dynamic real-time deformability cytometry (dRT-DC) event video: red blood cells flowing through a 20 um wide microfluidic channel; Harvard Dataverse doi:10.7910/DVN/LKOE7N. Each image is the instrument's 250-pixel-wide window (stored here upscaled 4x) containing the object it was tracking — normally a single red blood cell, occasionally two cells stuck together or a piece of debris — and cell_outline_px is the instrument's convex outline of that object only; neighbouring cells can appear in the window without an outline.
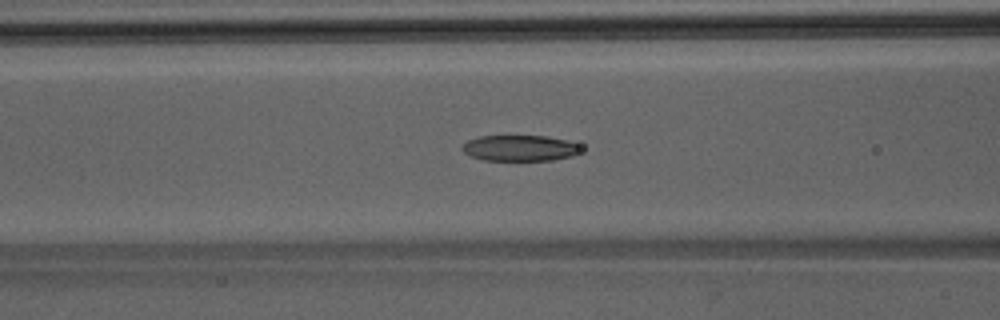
{"species": "Egyptian fruit bat (a non-hibernating species)", "species_latin": "Rousettus aegyptiacus", "temperature_condition": "room temperature", "stored_images_in_passage": 49, "camera_frame_rate_fps": 3000, "um_per_image_px": 0.085, "animal": {"sex": "male"}, "frame": {"image": 1, "passage_image": 20, "time_ms": 6.333, "image_size_px": [1000, 320], "cell_outline_px": [[584, 148], [580, 152], [572, 156], [552, 160], [484, 160], [472, 156], [464, 152], [460, 148], [468, 140], [480, 136], [548, 136], [580, 144]], "centroid_in_image_um": [44.23, 12.58], "position_along_channel_um": 122.4, "area_um2": 17.92}}
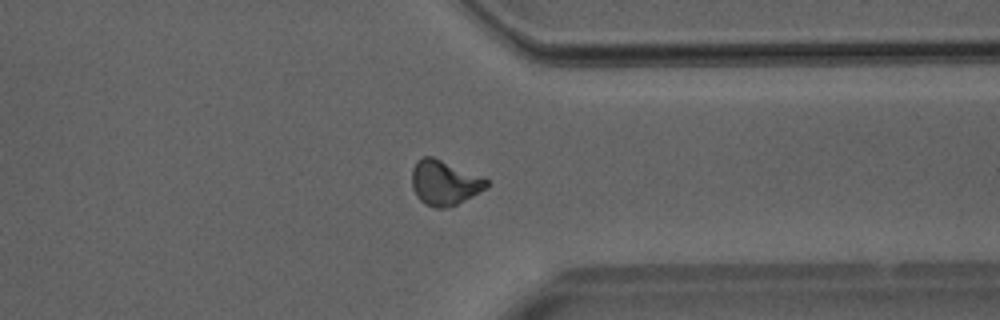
{"frame": {"image": 2, "passage_image": 38, "time_ms": 12.333, "image_size_px": [1000, 320], "cell_outline_px": [[488, 188], [456, 204], [444, 208], [436, 208], [424, 204], [416, 196], [412, 188], [412, 168], [416, 160], [424, 156], [432, 156], [484, 176], [488, 180]], "centroid_in_image_um": [37.78, 15.51], "position_along_channel_um": 373.6, "area_um2": 19.77}}
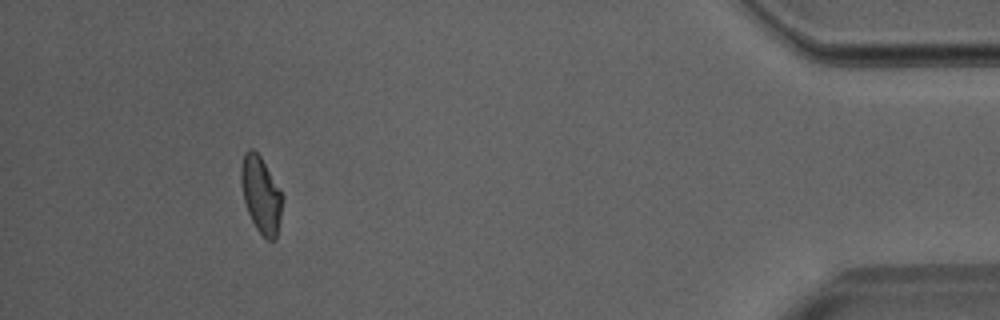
{"frame": {"image": 3, "passage_image": 45, "time_ms": 14.667, "image_size_px": [1000, 320], "cell_outline_px": [[284, 196], [280, 220], [276, 240], [268, 240], [256, 228], [248, 212], [244, 200], [240, 180], [240, 168], [244, 152], [248, 148], [252, 148], [260, 156]], "centroid_in_image_um": [22.18, 16.54], "position_along_channel_um": 413.0, "area_um2": 18.44}}